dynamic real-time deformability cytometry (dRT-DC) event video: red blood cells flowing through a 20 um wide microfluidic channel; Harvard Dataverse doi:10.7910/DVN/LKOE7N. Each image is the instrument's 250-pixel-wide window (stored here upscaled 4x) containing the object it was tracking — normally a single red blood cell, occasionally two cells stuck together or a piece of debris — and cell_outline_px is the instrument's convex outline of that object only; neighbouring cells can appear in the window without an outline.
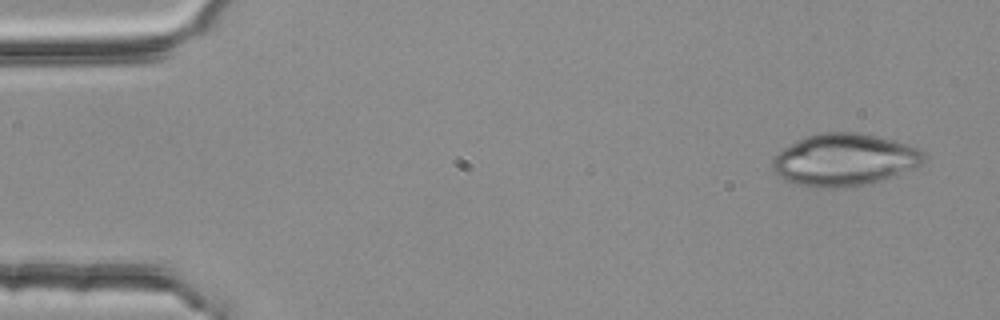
{"species": "common noctule bat (a hibernating species)", "species_latin": "Nyctalus noctula", "temperature_condition": "room temperature", "stored_images_in_passage": 3, "camera_frame_rate_fps": 3000, "um_per_image_px": 0.085, "animal": {"sex": "female", "body_mass_g": 25.1}, "frame": {"image": 1, "passage_image": 1, "time_ms": 0.0, "image_size_px": [1000, 320], "cell_outline_px": [[924, 164], [876, 180], [860, 184], [836, 188], [812, 188], [788, 180], [780, 176], [772, 168], [772, 160], [784, 148], [796, 140], [804, 136], [824, 132], [860, 132], [892, 140], [920, 148], [924, 152]], "centroid_in_image_um": [71.75, 13.55], "position_along_channel_um": 13.3, "area_um2": 45.26}}